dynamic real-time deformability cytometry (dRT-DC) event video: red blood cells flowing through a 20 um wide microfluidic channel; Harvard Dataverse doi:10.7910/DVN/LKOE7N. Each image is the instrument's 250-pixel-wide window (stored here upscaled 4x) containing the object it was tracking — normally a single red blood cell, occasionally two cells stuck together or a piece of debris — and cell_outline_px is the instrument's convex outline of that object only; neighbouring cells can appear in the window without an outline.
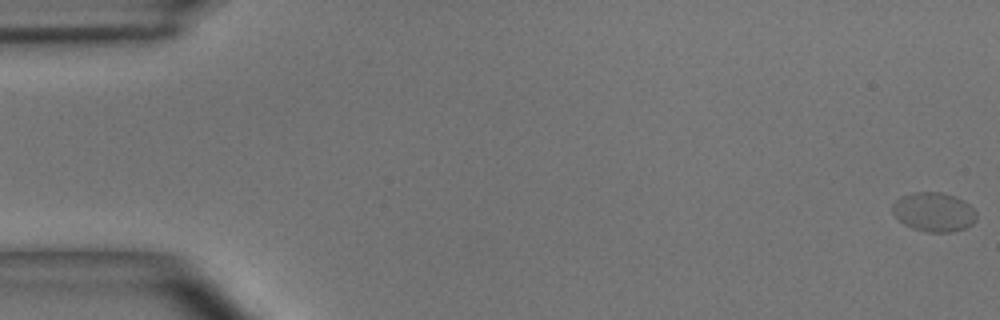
{"species": "common noctule bat (a hibernating species)", "species_latin": "Nyctalus noctula", "temperature_condition": "room temperature", "stored_images_in_passage": 56, "camera_frame_rate_fps": 3000, "um_per_image_px": 0.085, "animal": {"sex": "male", "body_mass_g": 15.6}, "frame": {"image": 1, "passage_image": 1, "time_ms": 0.0, "image_size_px": [1000, 320], "cell_outline_px": [[976, 220], [972, 224], [964, 228], [952, 232], [924, 232], [912, 228], [904, 224], [892, 212], [892, 204], [900, 196], [916, 192], [940, 192], [956, 196], [964, 200], [976, 212]], "centroid_in_image_um": [79.37, 18.02], "position_along_channel_um": 5.6, "area_um2": 19.25}}
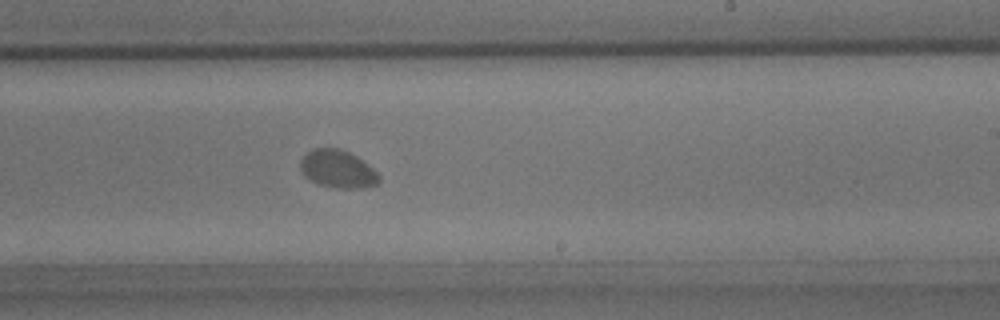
{"frame": {"image": 2, "passage_image": 34, "time_ms": 11.0, "image_size_px": [1000, 320], "cell_outline_px": [[380, 180], [376, 184], [360, 188], [332, 188], [316, 184], [304, 176], [300, 168], [300, 160], [312, 148], [340, 148], [356, 156], [372, 168], [380, 176]], "centroid_in_image_um": [28.67, 14.38], "position_along_channel_um": 260.3, "area_um2": 17.34}}
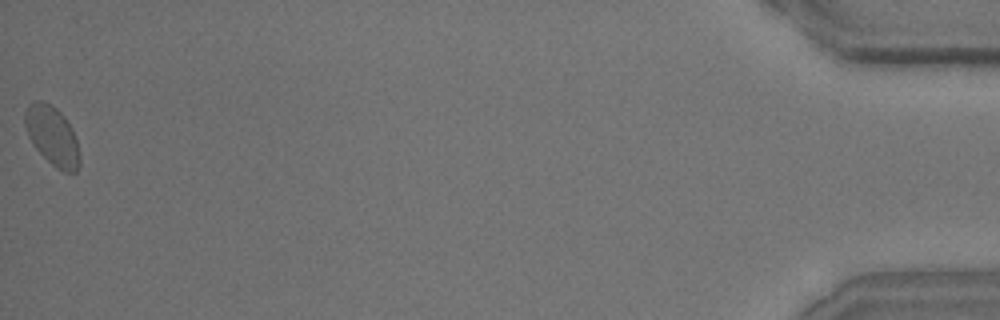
{"frame": {"image": 3, "passage_image": 56, "time_ms": 18.333, "image_size_px": [1000, 320], "cell_outline_px": [[80, 164], [76, 172], [64, 172], [52, 164], [32, 144], [28, 136], [24, 124], [24, 116], [28, 104], [36, 100], [40, 100], [52, 104], [64, 116], [72, 128], [80, 152]], "centroid_in_image_um": [4.45, 11.53], "position_along_channel_um": 430.8, "area_um2": 18.9}}